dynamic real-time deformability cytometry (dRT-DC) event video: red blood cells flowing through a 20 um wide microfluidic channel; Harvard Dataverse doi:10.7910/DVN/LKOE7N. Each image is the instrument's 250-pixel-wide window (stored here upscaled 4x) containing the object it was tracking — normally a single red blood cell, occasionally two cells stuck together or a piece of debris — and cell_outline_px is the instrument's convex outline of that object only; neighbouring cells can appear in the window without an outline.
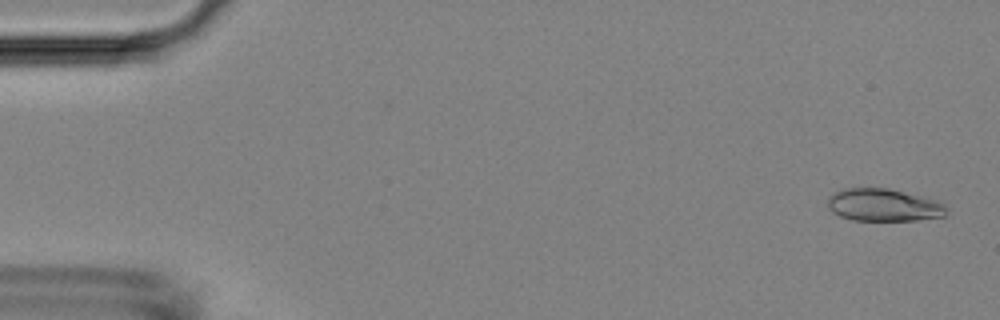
{"species": "Egyptian fruit bat (a non-hibernating species)", "species_latin": "Rousettus aegyptiacus", "temperature_condition": "room temperature", "stored_images_in_passage": 47, "camera_frame_rate_fps": 3000, "um_per_image_px": 0.085, "animal": {"sex": "female"}, "frame": {"image": 1, "passage_image": 2, "time_ms": 0.333, "image_size_px": [1000, 320], "cell_outline_px": [[948, 212], [944, 216], [916, 220], [852, 220], [840, 216], [832, 212], [828, 208], [828, 196], [844, 188], [888, 188], [940, 200], [948, 208]], "centroid_in_image_um": [75.14, 17.42], "position_along_channel_um": 9.9, "area_um2": 22.72}}
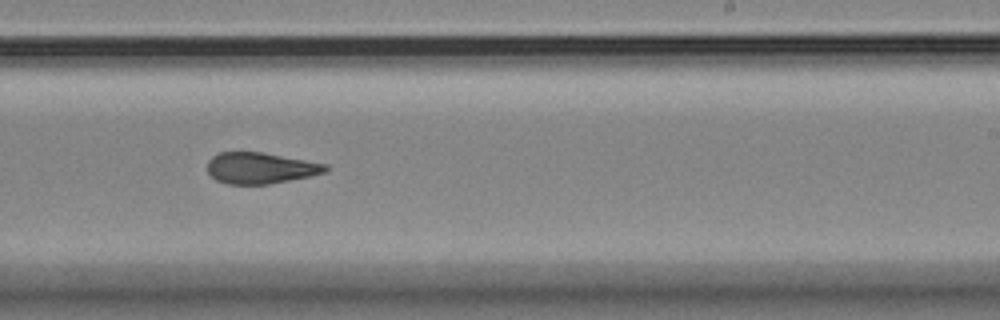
{"frame": {"image": 2, "passage_image": 32, "time_ms": 10.333, "image_size_px": [1000, 320], "cell_outline_px": [[328, 172], [312, 176], [268, 184], [228, 184], [216, 180], [208, 172], [208, 160], [212, 156], [220, 152], [260, 152], [328, 164]], "centroid_in_image_um": [22.16, 14.29], "position_along_channel_um": 266.8, "area_um2": 21.44}}
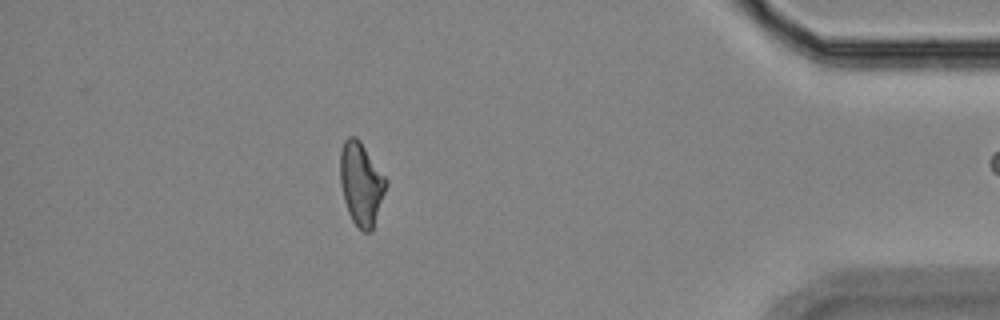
{"frame": {"image": 3, "passage_image": 46, "time_ms": 15.0, "image_size_px": [1000, 320], "cell_outline_px": [[388, 184], [372, 232], [364, 232], [352, 220], [348, 212], [344, 200], [340, 184], [340, 152], [344, 140], [348, 136], [356, 136], [360, 140], [388, 180]], "centroid_in_image_um": [30.71, 15.6], "position_along_channel_um": 404.5, "area_um2": 22.37}}